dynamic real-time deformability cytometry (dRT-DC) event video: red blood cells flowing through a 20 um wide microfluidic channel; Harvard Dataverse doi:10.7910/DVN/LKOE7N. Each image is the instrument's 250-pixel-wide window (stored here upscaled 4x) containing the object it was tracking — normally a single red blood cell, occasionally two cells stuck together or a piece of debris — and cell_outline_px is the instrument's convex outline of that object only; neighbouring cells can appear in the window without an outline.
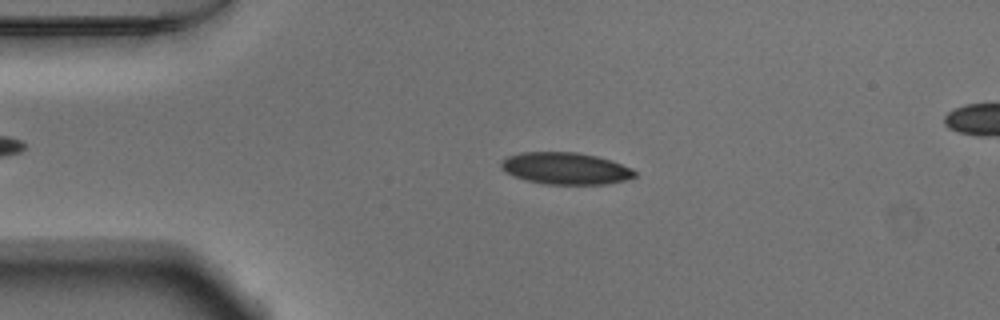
{"species": "Egyptian fruit bat (a non-hibernating species)", "species_latin": "Rousettus aegyptiacus", "temperature_condition": "warm", "stored_images_in_passage": 52, "segment_of_instrument_passage": [1, 2], "camera_frame_rate_fps": 3000, "um_per_image_px": 0.085, "animal": {"sex": "male"}, "frame": {"image": 1, "passage_image": 10, "time_ms": 3.0, "image_size_px": [1000, 320], "cell_outline_px": [[636, 176], [624, 180], [604, 184], [544, 184], [528, 180], [504, 172], [500, 168], [500, 160], [508, 156], [520, 152], [576, 152], [596, 156], [612, 160], [632, 168], [636, 172]], "centroid_in_image_um": [48.05, 14.3], "position_along_channel_um": 36.9, "area_um2": 24.85}}
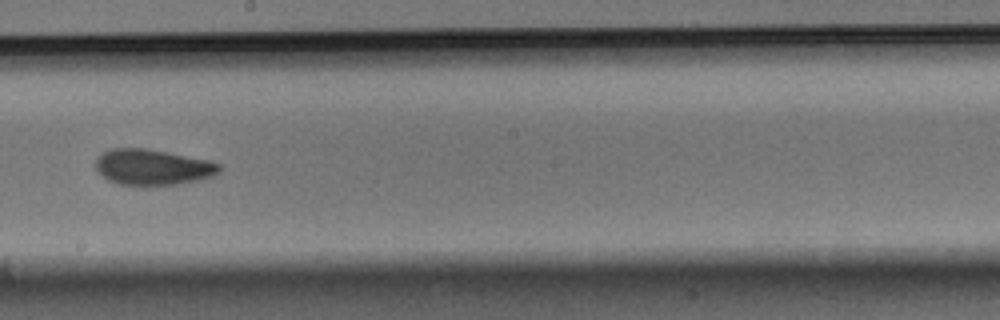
{"frame": {"image": 2, "passage_image": 28, "time_ms": 9.0, "image_size_px": [1000, 320], "cell_outline_px": [[224, 168], [220, 172], [212, 176], [196, 180], [176, 184], [120, 184], [108, 180], [96, 172], [96, 156], [100, 152], [112, 148], [144, 148], [208, 160], [220, 164]], "centroid_in_image_um": [12.94, 14.19], "position_along_channel_um": 235.3, "area_um2": 25.61}}
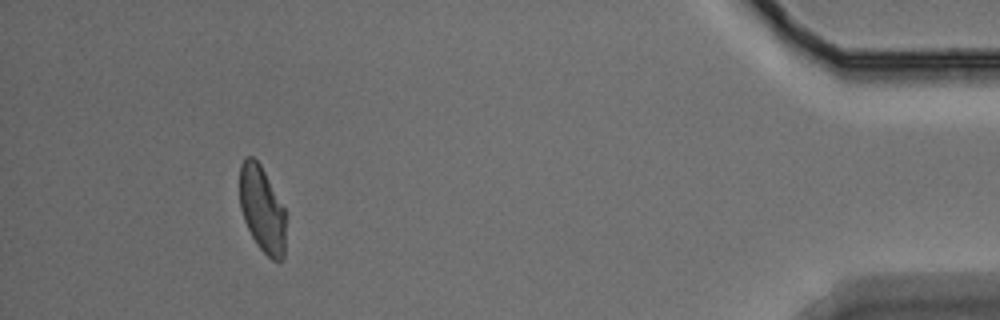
{"frame": {"image": 3, "passage_image": 47, "time_ms": 15.333, "image_size_px": [1000, 320], "cell_outline_px": [[284, 260], [272, 260], [256, 244], [244, 220], [240, 208], [240, 164], [244, 156], [252, 156], [260, 164], [284, 208]], "centroid_in_image_um": [22.25, 17.77], "position_along_channel_um": 412.9, "area_um2": 22.83}}